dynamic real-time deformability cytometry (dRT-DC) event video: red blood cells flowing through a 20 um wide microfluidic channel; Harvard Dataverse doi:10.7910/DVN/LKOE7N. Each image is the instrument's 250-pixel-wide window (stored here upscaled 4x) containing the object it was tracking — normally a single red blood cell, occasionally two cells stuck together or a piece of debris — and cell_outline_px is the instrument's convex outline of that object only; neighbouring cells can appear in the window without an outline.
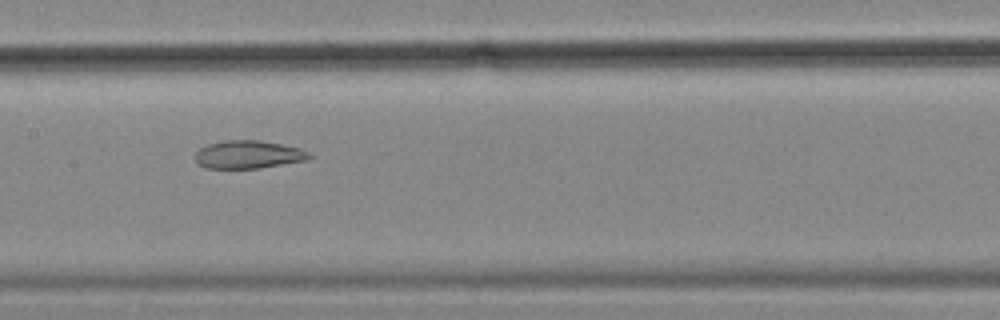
{"species": "common noctule bat (a hibernating species)", "species_latin": "Nyctalus noctula", "temperature_condition": "cold", "stored_images_in_passage": 57, "segment_of_instrument_passage": [2, 2], "camera_frame_rate_fps": 3000, "um_per_image_px": 0.085, "animal": {"sex": "female", "body_mass_g": 18.4}, "frame": {"image": 1, "passage_image": 28, "time_ms": 9.0, "image_size_px": [1000, 320], "cell_outline_px": [[312, 156], [304, 160], [260, 168], [204, 168], [196, 160], [196, 152], [200, 148], [208, 144], [224, 140], [256, 140], [280, 144], [300, 148], [308, 152]], "centroid_in_image_um": [21.08, 13.13], "position_along_channel_um": 186.3, "area_um2": 18.32}}
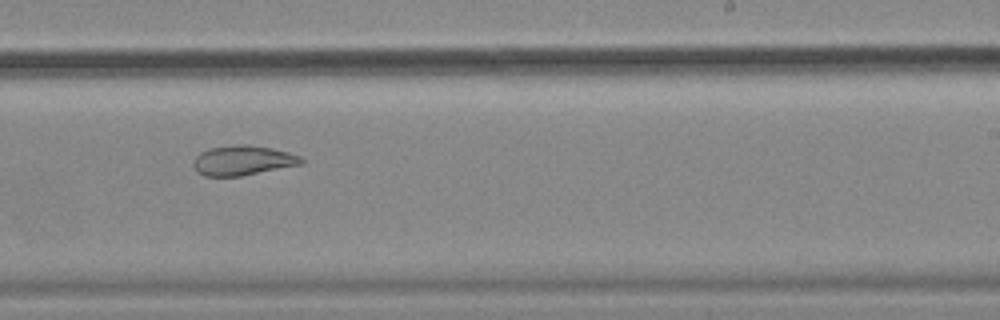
{"frame": {"image": 2, "passage_image": 35, "time_ms": 11.333, "image_size_px": [1000, 320], "cell_outline_px": [[304, 164], [240, 176], [204, 176], [196, 172], [192, 168], [192, 160], [200, 152], [208, 148], [240, 144], [248, 144], [272, 148], [288, 152], [300, 156], [304, 160]], "centroid_in_image_um": [20.61, 13.64], "position_along_channel_um": 268.4, "area_um2": 19.02}}
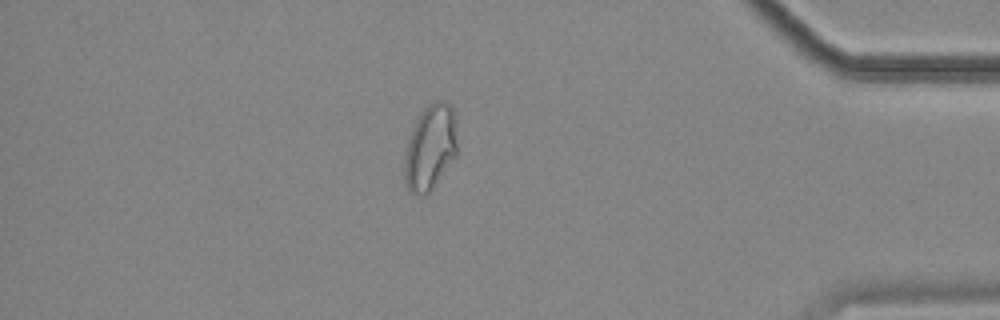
{"frame": {"image": 3, "passage_image": 49, "time_ms": 16.0, "image_size_px": [1000, 320], "cell_outline_px": [[456, 156], [432, 188], [424, 196], [408, 192], [404, 184], [404, 156], [416, 120], [424, 108], [428, 104], [436, 100], [444, 100], [452, 108], [456, 140]], "centroid_in_image_um": [36.54, 12.57], "position_along_channel_um": 398.7, "area_um2": 25.89}}